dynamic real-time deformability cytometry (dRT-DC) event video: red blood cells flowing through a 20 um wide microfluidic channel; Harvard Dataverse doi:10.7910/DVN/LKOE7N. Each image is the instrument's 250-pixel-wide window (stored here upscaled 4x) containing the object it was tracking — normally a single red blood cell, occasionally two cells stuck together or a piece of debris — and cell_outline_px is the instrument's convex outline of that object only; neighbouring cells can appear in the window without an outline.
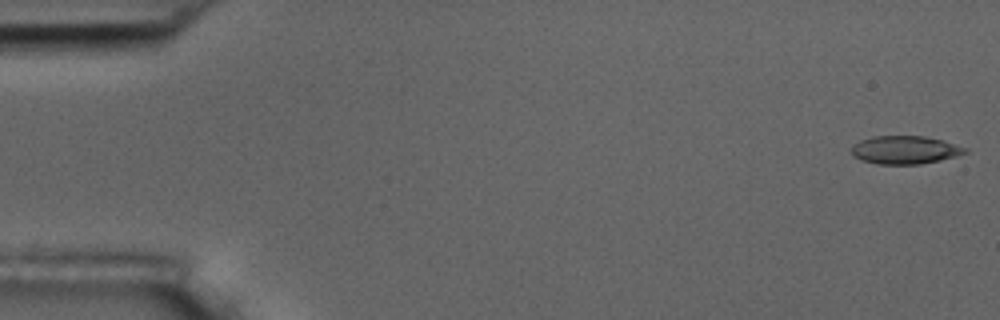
{"species": "common noctule bat (a hibernating species)", "species_latin": "Nyctalus noctula", "temperature_condition": "room temperature", "stored_images_in_passage": 6, "camera_frame_rate_fps": 3000, "um_per_image_px": 0.085, "animal": {"sex": "male", "body_mass_g": 17.5, "forearm_length_mm": 52.3}, "frame": {"image": 1, "passage_image": 1, "time_ms": 0.0, "image_size_px": [1000, 320], "cell_outline_px": [[968, 152], [956, 156], [940, 160], [920, 164], [876, 164], [860, 160], [852, 156], [852, 148], [860, 140], [872, 136], [924, 136], [940, 140], [968, 148]], "centroid_in_image_um": [76.9, 12.75], "position_along_channel_um": 8.1, "area_um2": 18.55}}